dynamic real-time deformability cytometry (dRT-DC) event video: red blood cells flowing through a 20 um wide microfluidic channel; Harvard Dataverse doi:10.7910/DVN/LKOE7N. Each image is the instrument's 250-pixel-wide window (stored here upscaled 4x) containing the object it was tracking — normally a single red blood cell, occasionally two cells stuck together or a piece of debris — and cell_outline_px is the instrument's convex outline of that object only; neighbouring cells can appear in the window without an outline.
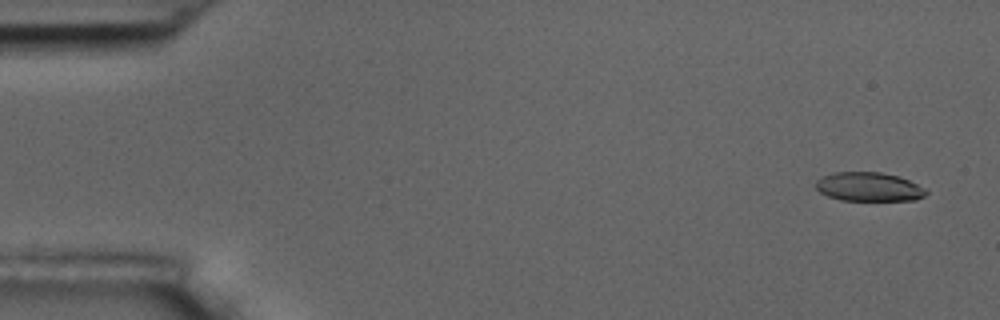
{"species": "common noctule bat (a hibernating species)", "species_latin": "Nyctalus noctula", "temperature_condition": "room temperature", "stored_images_in_passage": 5, "camera_frame_rate_fps": 3000, "um_per_image_px": 0.085, "animal": {"sex": "male", "body_mass_g": 17.5, "forearm_length_mm": 52.3}, "frame": {"image": 1, "passage_image": 1, "time_ms": 0.0, "image_size_px": [1000, 320], "cell_outline_px": [[928, 192], [924, 196], [916, 200], [840, 200], [828, 196], [820, 192], [816, 188], [816, 180], [824, 176], [836, 172], [880, 172], [896, 176], [908, 180], [928, 188]], "centroid_in_image_um": [73.88, 15.88], "position_along_channel_um": 11.1, "area_um2": 18.55}}
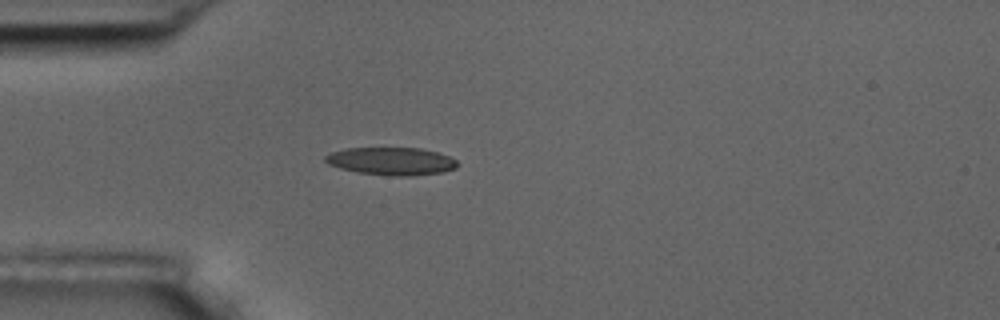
{"frame": {"image": 2, "passage_image": 5, "time_ms": 4.333, "image_size_px": [1000, 320], "cell_outline_px": [[460, 164], [456, 168], [444, 172], [408, 176], [396, 176], [356, 172], [340, 168], [328, 164], [324, 160], [324, 156], [332, 152], [348, 148], [420, 148], [436, 152], [448, 156], [456, 160]], "centroid_in_image_um": [33.28, 13.7], "position_along_channel_um": 51.7, "area_um2": 21.33}}